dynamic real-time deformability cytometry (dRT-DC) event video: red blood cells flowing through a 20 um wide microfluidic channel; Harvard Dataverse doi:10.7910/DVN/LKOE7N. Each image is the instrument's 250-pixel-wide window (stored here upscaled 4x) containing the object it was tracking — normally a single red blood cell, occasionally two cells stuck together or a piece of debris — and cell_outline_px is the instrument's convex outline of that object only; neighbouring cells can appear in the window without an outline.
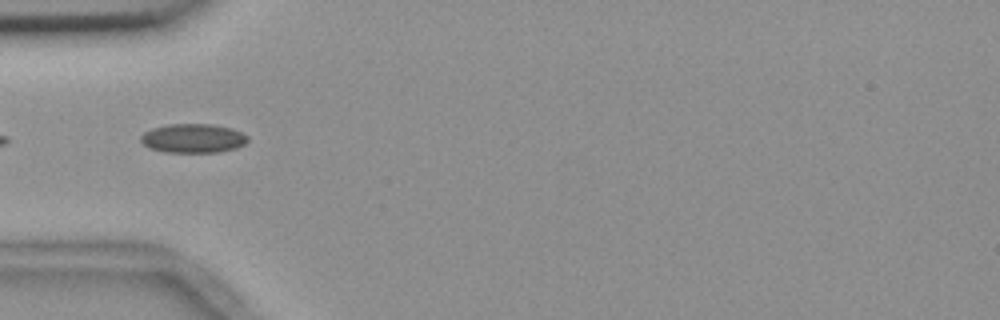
{"species": "common noctule bat (a hibernating species)", "species_latin": "Nyctalus noctula", "temperature_condition": "room temperature", "stored_images_in_passage": 5, "camera_frame_rate_fps": 3000, "um_per_image_px": 0.085, "animal": {"sex": "female", "body_mass_g": 18.4}, "frame": {"image": 1, "passage_image": 2, "time_ms": 0.333, "image_size_px": [1000, 320], "cell_outline_px": [[248, 140], [244, 144], [236, 148], [216, 152], [164, 152], [148, 148], [140, 140], [140, 136], [144, 132], [152, 128], [168, 124], [212, 124], [232, 128], [248, 136]], "centroid_in_image_um": [16.39, 11.75], "position_along_channel_um": 68.6, "area_um2": 18.15}}